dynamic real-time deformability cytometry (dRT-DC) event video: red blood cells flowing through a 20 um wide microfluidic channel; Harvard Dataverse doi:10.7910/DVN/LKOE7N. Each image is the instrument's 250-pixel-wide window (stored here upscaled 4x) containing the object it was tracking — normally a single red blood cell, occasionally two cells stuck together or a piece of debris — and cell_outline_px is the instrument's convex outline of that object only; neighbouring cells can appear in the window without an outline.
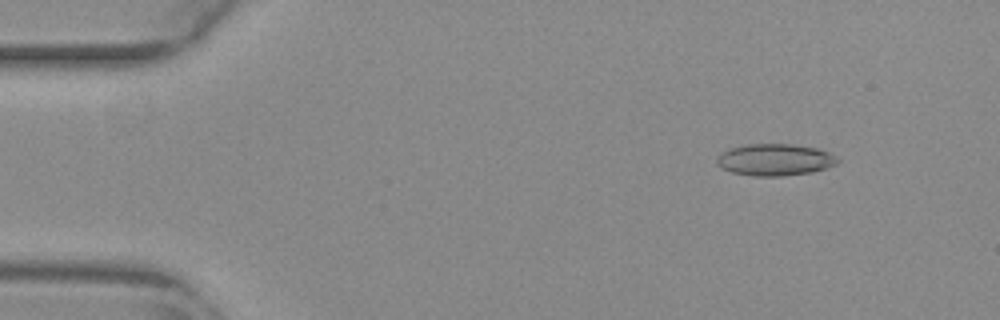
{"species": "common noctule bat (a hibernating species)", "species_latin": "Nyctalus noctula", "temperature_condition": "warm", "stored_images_in_passage": 52, "camera_frame_rate_fps": 3000, "um_per_image_px": 0.085, "animal": {"sex": "female", "body_mass_g": 29.2, "forearm_length_mm": 56.3}, "frame": {"image": 1, "passage_image": 4, "time_ms": 1.0, "image_size_px": [1000, 320], "cell_outline_px": [[840, 160], [836, 164], [812, 172], [784, 176], [752, 176], [732, 172], [720, 168], [716, 164], [716, 156], [720, 152], [744, 144], [792, 144], [820, 148], [828, 152]], "centroid_in_image_um": [65.83, 13.57], "position_along_channel_um": 19.2, "area_um2": 22.6}}
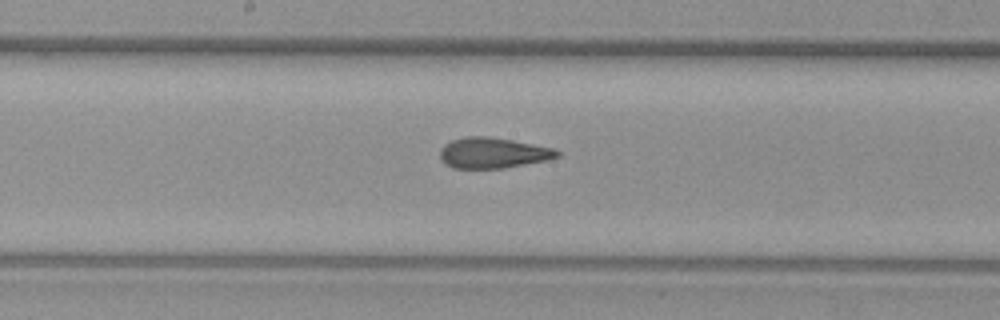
{"frame": {"image": 2, "passage_image": 26, "time_ms": 8.333, "image_size_px": [1000, 320], "cell_outline_px": [[560, 156], [544, 160], [504, 168], [452, 168], [444, 164], [440, 156], [440, 148], [444, 144], [452, 140], [464, 136], [488, 136], [512, 140], [552, 148], [560, 152]], "centroid_in_image_um": [41.84, 12.99], "position_along_channel_um": 206.4, "area_um2": 20.81}}
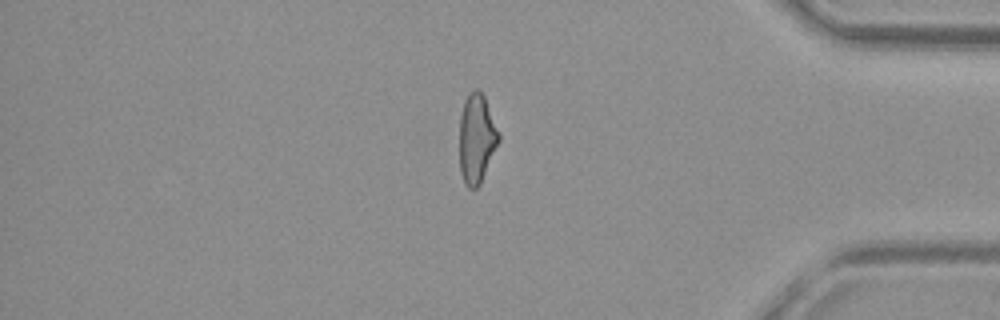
{"frame": {"image": 3, "passage_image": 43, "time_ms": 14.0, "image_size_px": [1000, 320], "cell_outline_px": [[500, 140], [480, 184], [476, 188], [468, 188], [464, 184], [460, 172], [460, 116], [464, 100], [468, 92], [476, 88], [480, 88], [484, 96], [500, 132]], "centroid_in_image_um": [40.52, 11.74], "position_along_channel_um": 394.7, "area_um2": 20.69}, "authors_computed_cell_mechanics": {"area_um2": 21.5883, "velocity_mm_per_s": 3.8621, "shape_relaxation_time_tau1_ms": null, "shape_relaxation_time_tau2_ms": 1.7274, "deformation_change_tau1": null, "deformation_change_tau2": 0.107}}